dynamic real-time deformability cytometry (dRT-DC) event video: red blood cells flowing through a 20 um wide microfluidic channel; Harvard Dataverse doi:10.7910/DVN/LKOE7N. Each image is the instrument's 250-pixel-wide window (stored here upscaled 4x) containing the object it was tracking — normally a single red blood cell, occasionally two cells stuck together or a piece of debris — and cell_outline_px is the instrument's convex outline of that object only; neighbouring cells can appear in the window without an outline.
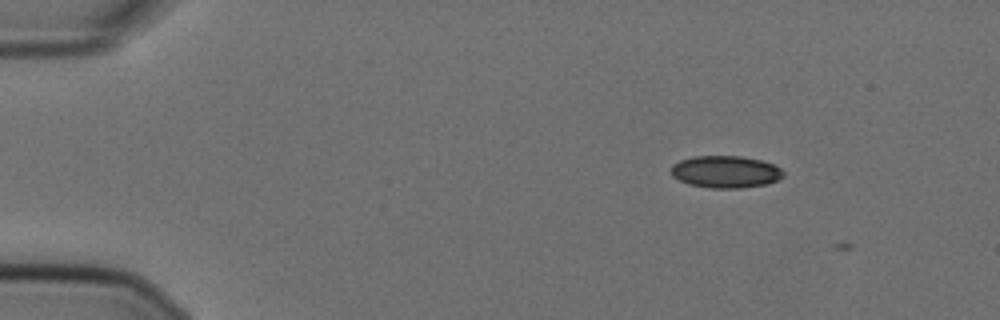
{"species": "Egyptian fruit bat (a non-hibernating species)", "species_latin": "Rousettus aegyptiacus", "temperature_condition": "cold", "stored_images_in_passage": 4, "camera_frame_rate_fps": 3000, "um_per_image_px": 0.085, "animal": {"sex": "female"}, "frame": {"image": 1, "passage_image": 2, "time_ms": 0.333, "image_size_px": [1000, 320], "cell_outline_px": [[784, 176], [768, 184], [740, 188], [712, 188], [688, 184], [672, 176], [672, 164], [680, 160], [692, 156], [740, 156], [764, 160], [780, 168], [784, 172]], "centroid_in_image_um": [61.68, 14.6], "position_along_channel_um": 23.3, "area_um2": 21.1}}